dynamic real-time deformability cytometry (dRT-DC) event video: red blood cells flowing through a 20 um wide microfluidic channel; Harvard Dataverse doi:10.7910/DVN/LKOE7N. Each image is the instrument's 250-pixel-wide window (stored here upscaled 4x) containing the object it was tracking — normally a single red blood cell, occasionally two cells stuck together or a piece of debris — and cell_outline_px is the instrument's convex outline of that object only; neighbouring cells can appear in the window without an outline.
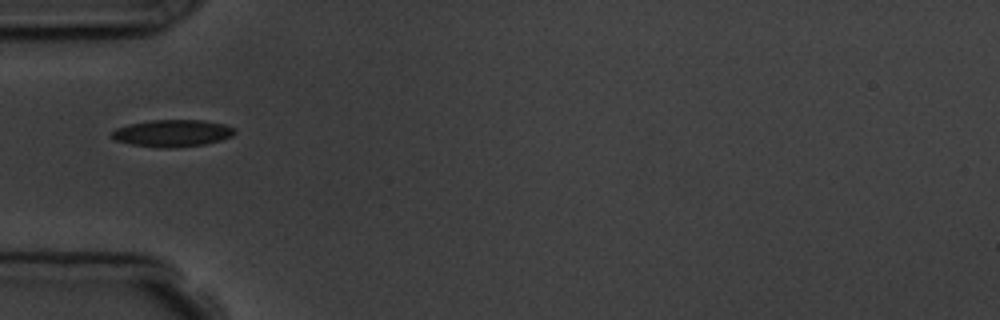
{"species": "common noctule bat (a hibernating species)", "species_latin": "Nyctalus noctula", "temperature_condition": "room temperature", "stored_images_in_passage": 1, "camera_frame_rate_fps": 3000, "um_per_image_px": 0.085, "animal": {"sex": "male", "body_mass_g": 19.5, "forearm_length_mm": 54.6}, "frame": {"image": 1, "passage_image": 1, "time_ms": 0.0, "image_size_px": [1000, 320], "cell_outline_px": [[236, 132], [232, 136], [220, 140], [204, 144], [176, 148], [160, 148], [132, 144], [116, 140], [108, 136], [116, 128], [128, 124], [152, 120], [204, 120], [224, 124], [236, 128]], "centroid_in_image_um": [14.66, 11.32], "position_along_channel_um": 70.3, "area_um2": 19.48}}